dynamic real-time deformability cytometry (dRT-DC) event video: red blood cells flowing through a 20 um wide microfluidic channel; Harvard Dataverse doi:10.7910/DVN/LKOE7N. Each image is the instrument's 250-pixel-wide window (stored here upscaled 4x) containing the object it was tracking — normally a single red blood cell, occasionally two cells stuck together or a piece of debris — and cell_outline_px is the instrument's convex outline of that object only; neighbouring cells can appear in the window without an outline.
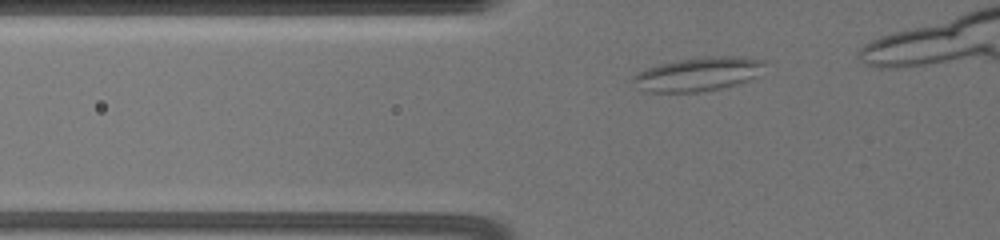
{"species": "common noctule bat (a hibernating species)", "species_latin": "Nyctalus noctula", "temperature_condition": "warm", "stored_images_in_passage": 7, "camera_frame_rate_fps": 3000, "um_per_image_px": 0.085, "animal": {"sex": "female", "body_mass_g": 19.5, "forearm_length_mm": 54.1}, "frame": {"image": 1, "passage_image": 3, "time_ms": 1.333, "image_size_px": [1000, 240], "cell_outline_px": [[768, 60], [756, 76], [748, 80], [720, 88], [696, 92], [648, 92], [640, 88], [632, 80], [632, 76], [636, 72], [660, 64], [676, 60], [712, 56], [740, 56]], "centroid_in_image_um": [59.34, 6.28], "position_along_channel_um": 66.5, "area_um2": 25.72}}